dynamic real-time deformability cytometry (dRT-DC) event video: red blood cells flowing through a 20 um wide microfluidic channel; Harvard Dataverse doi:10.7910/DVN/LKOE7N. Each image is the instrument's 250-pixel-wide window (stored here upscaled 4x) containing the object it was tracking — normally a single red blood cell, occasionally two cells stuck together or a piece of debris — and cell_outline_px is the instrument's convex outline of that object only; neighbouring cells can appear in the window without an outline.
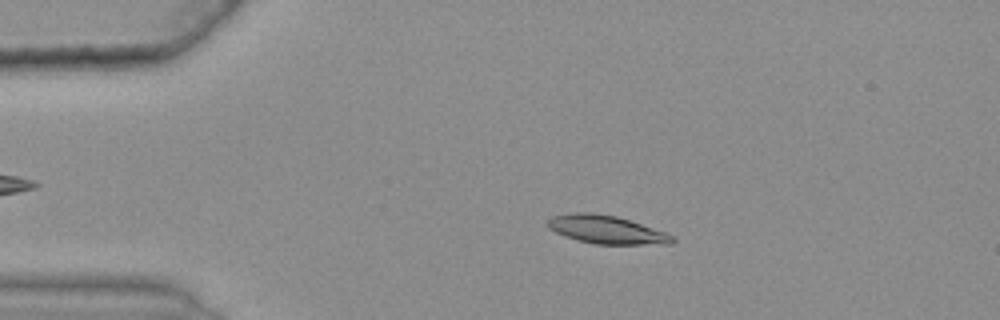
{"species": "common noctule bat (a hibernating species)", "species_latin": "Nyctalus noctula", "temperature_condition": "warm", "stored_images_in_passage": 46, "camera_frame_rate_fps": 3000, "um_per_image_px": 0.085, "animal": {"sex": "female", "body_mass_g": 25.1}, "frame": {"image": 1, "passage_image": 11, "time_ms": 3.333, "image_size_px": [1000, 320], "cell_outline_px": [[676, 240], [672, 244], [596, 244], [576, 240], [564, 236], [548, 228], [548, 220], [552, 216], [576, 212], [592, 212], [616, 216], [664, 232], [672, 236]], "centroid_in_image_um": [51.52, 19.52], "position_along_channel_um": 33.5, "area_um2": 20.29}}
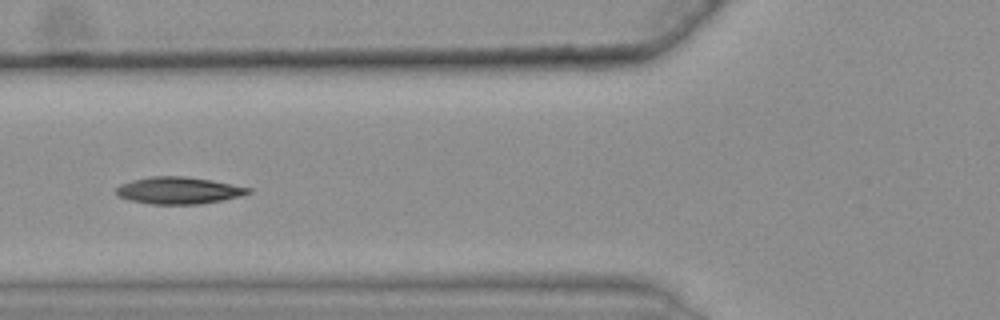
{"frame": {"image": 2, "passage_image": 21, "time_ms": 6.667, "image_size_px": [1000, 320], "cell_outline_px": [[252, 192], [240, 196], [200, 204], [152, 204], [128, 200], [120, 196], [116, 192], [116, 188], [120, 184], [132, 180], [152, 176], [184, 176], [212, 180], [252, 188]], "centroid_in_image_um": [15.19, 16.18], "position_along_channel_um": 110.6, "area_um2": 20.69}}
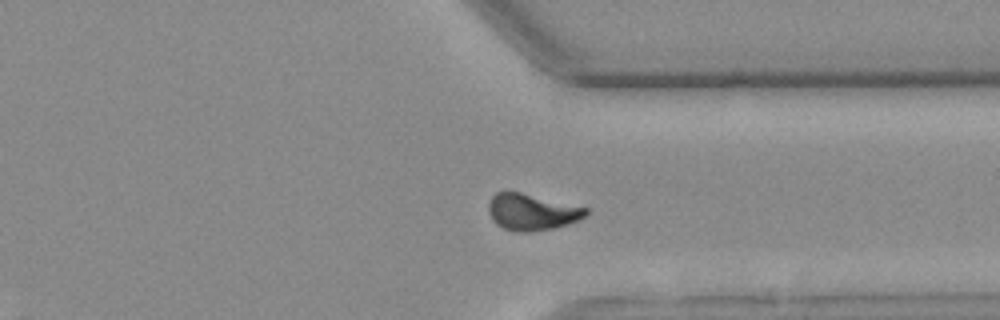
{"frame": {"image": 3, "passage_image": 42, "time_ms": 13.667, "image_size_px": [1000, 320], "cell_outline_px": [[588, 212], [584, 216], [568, 224], [552, 228], [532, 232], [516, 232], [504, 228], [496, 224], [492, 220], [488, 212], [488, 204], [492, 196], [496, 192], [504, 188], [508, 188], [588, 208]], "centroid_in_image_um": [45.13, 17.97], "position_along_channel_um": 366.3, "area_um2": 21.21}, "authors_computed_cell_mechanics": {"area_um2": 20.3745, "velocity_mm_per_s": 3.654, "shape_relaxation_time_tau1_ms": 4.9248, "shape_relaxation_time_tau2_ms": 3.3863, "deformation_change_tau1": 0.1761, "deformation_change_tau2": 0.0511}}